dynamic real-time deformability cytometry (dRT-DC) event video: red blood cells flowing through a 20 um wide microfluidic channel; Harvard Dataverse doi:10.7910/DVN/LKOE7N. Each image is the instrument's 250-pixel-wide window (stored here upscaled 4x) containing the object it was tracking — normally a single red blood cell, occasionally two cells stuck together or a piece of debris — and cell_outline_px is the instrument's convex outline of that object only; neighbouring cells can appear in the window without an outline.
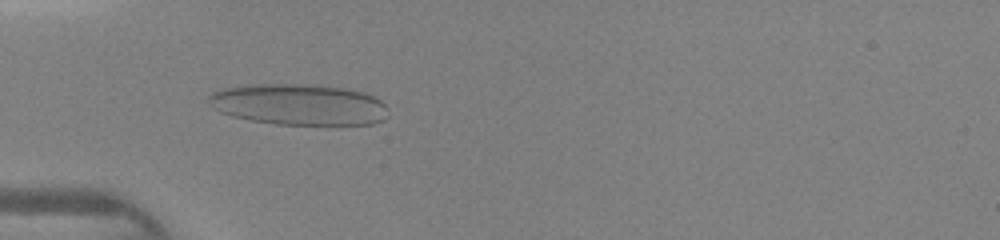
{"species": "human", "species_latin": "Homo sapiens", "temperature_condition": "warm", "stored_images_in_passage": 45, "camera_frame_rate_fps": 3000, "um_per_image_px": 0.085, "donor": {"sex": "female"}, "frame": {"image": 1, "passage_image": 14, "time_ms": 4.333, "image_size_px": [1000, 240], "cell_outline_px": [[388, 116], [384, 120], [372, 124], [276, 124], [252, 120], [232, 116], [220, 112], [212, 108], [208, 104], [208, 96], [212, 92], [224, 88], [248, 84], [316, 84], [344, 88], [364, 92], [380, 100], [388, 108]], "centroid_in_image_um": [25.39, 8.87], "position_along_channel_um": 59.6, "area_um2": 43.29}}
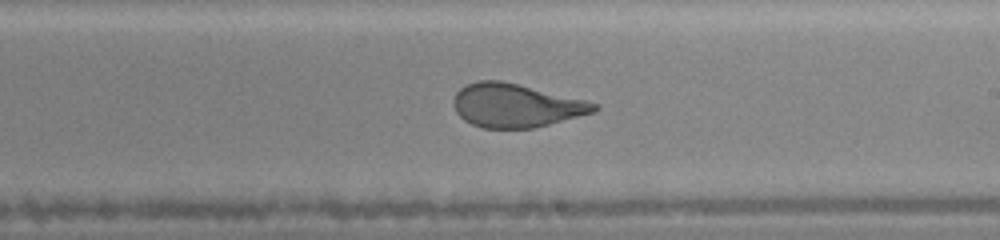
{"frame": {"image": 2, "passage_image": 27, "time_ms": 8.667, "image_size_px": [1000, 240], "cell_outline_px": [[600, 108], [596, 112], [532, 128], [484, 128], [472, 124], [464, 120], [456, 112], [452, 104], [452, 100], [456, 92], [460, 88], [476, 80], [500, 80], [584, 100], [600, 104]], "centroid_in_image_um": [43.82, 8.97], "position_along_channel_um": 245.2, "area_um2": 35.49}}
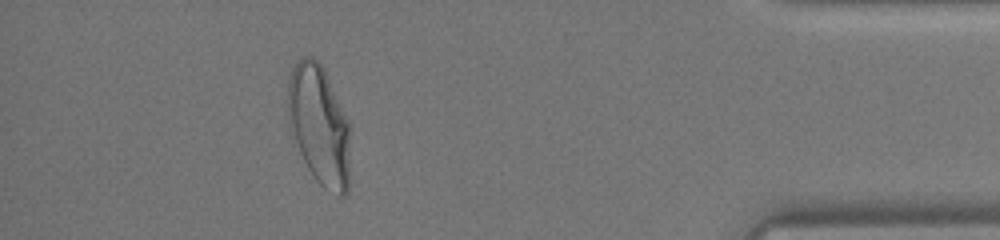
{"frame": {"image": 3, "passage_image": 41, "time_ms": 13.333, "image_size_px": [1000, 240], "cell_outline_px": [[348, 192], [344, 196], [340, 196], [324, 188], [316, 180], [308, 168], [300, 152], [296, 140], [288, 112], [288, 80], [292, 68], [296, 60], [300, 56], [312, 56], [324, 68], [348, 124]], "centroid_in_image_um": [27.11, 10.6], "position_along_channel_um": 408.1, "area_um2": 42.37}}